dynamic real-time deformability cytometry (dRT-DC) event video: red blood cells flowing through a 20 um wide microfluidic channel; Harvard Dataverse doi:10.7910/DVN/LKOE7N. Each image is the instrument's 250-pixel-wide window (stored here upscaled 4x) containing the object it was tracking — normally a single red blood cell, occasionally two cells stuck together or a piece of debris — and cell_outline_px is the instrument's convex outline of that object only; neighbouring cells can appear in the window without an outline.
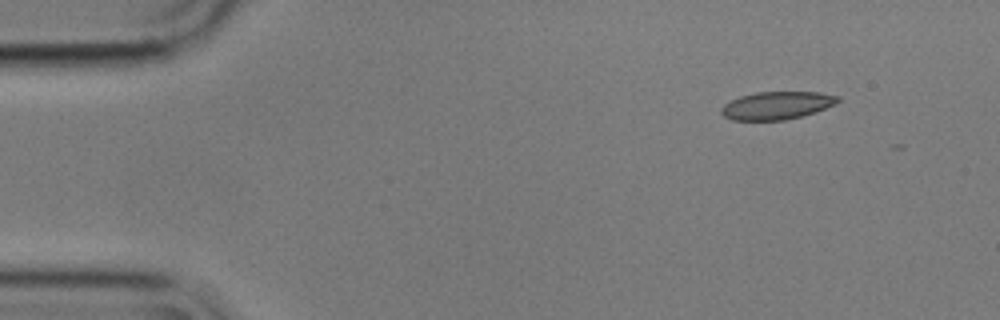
{"species": "common noctule bat (a hibernating species)", "species_latin": "Nyctalus noctula", "temperature_condition": "cold", "stored_images_in_passage": 4, "camera_frame_rate_fps": 3000, "um_per_image_px": 0.085, "animal": {"sex": "male", "body_mass_g": 17.9}, "frame": {"image": 1, "passage_image": 1, "time_ms": 0.0, "image_size_px": [1000, 320], "cell_outline_px": [[840, 100], [836, 104], [800, 116], [784, 120], [732, 120], [724, 116], [720, 112], [720, 108], [724, 104], [740, 96], [756, 92], [820, 92], [840, 96]], "centroid_in_image_um": [66.01, 8.95], "position_along_channel_um": 19.0, "area_um2": 18.79}}
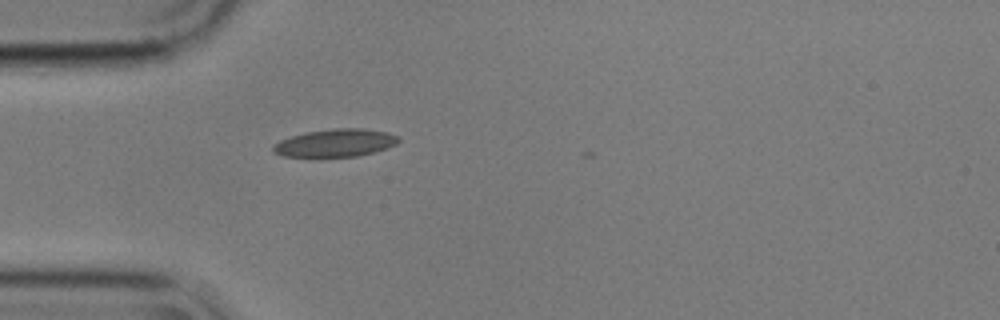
{"frame": {"image": 2, "passage_image": 4, "time_ms": 1.0, "image_size_px": [1000, 320], "cell_outline_px": [[400, 140], [396, 144], [372, 152], [356, 156], [320, 160], [284, 156], [272, 152], [272, 148], [280, 140], [292, 136], [308, 132], [332, 128], [360, 128], [388, 132], [400, 136]], "centroid_in_image_um": [28.46, 12.19], "position_along_channel_um": 56.5, "area_um2": 20.98}}